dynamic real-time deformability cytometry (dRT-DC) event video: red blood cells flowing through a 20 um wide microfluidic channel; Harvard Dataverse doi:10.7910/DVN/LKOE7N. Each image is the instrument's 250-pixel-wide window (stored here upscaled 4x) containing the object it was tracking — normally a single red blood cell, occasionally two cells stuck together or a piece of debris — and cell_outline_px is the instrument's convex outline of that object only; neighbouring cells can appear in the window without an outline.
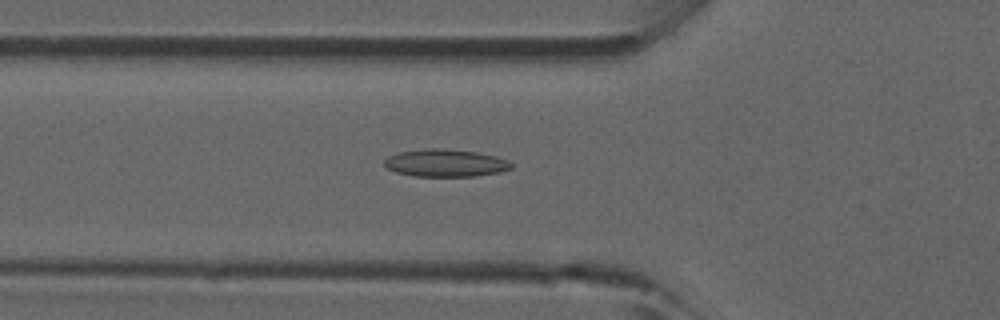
{"species": "common noctule bat (a hibernating species)", "species_latin": "Nyctalus noctula", "temperature_condition": "room temperature", "stored_images_in_passage": 36, "camera_frame_rate_fps": 3000, "um_per_image_px": 0.085, "animal": {"sex": "male", "forearm_length_mm": 52.5}, "frame": {"image": 1, "passage_image": 6, "time_ms": 1.667, "image_size_px": [1000, 320], "cell_outline_px": [[512, 168], [500, 172], [476, 176], [412, 176], [396, 172], [388, 168], [384, 164], [384, 160], [388, 156], [396, 152], [424, 148], [436, 148], [476, 152], [496, 156], [508, 160], [512, 164]], "centroid_in_image_um": [37.84, 13.85], "position_along_channel_um": 88.0, "area_um2": 20.4}}